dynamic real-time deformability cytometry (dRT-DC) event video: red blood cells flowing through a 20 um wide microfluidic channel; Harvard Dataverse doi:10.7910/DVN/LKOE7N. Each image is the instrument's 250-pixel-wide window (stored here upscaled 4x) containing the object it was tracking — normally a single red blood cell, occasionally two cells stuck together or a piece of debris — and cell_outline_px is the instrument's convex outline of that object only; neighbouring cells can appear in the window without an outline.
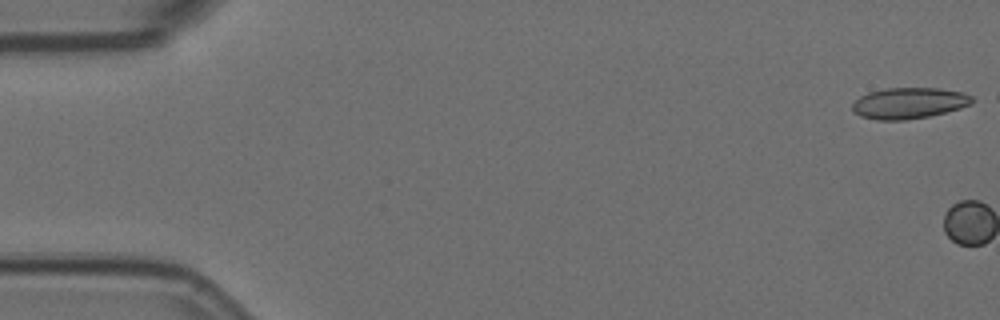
{"species": "Egyptian fruit bat (a non-hibernating species)", "species_latin": "Rousettus aegyptiacus", "temperature_condition": "room temperature", "stored_images_in_passage": 2, "camera_frame_rate_fps": 3000, "um_per_image_px": 0.085, "animal": {"sex": "female"}, "frame": {"image": 1, "passage_image": 1, "time_ms": 0.0, "image_size_px": [1000, 320], "cell_outline_px": [[972, 104], [960, 108], [928, 116], [904, 120], [876, 120], [860, 116], [852, 112], [852, 104], [860, 96], [868, 92], [884, 88], [940, 88], [964, 92], [972, 96]], "centroid_in_image_um": [77.24, 8.76], "position_along_channel_um": 7.8, "area_um2": 21.79}}